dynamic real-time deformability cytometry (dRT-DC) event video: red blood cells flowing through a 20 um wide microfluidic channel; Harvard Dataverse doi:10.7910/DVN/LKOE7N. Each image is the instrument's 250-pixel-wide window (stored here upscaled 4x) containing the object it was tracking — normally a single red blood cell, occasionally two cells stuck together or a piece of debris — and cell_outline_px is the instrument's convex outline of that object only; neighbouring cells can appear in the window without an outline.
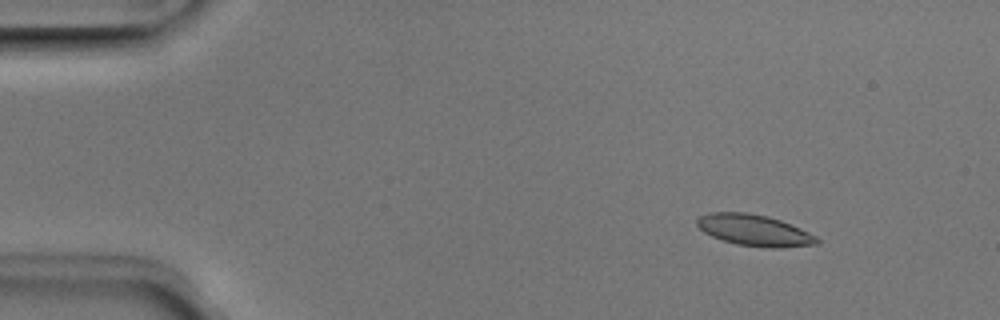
{"species": "Egyptian fruit bat (a non-hibernating species)", "species_latin": "Rousettus aegyptiacus", "temperature_condition": "room temperature", "stored_images_in_passage": 6, "camera_frame_rate_fps": 3000, "um_per_image_px": 0.085, "animal": {"sex": "male"}, "frame": {"image": 1, "passage_image": 1, "time_ms": 0.0, "image_size_px": [1000, 320], "cell_outline_px": [[820, 244], [780, 248], [768, 248], [736, 244], [712, 236], [704, 232], [696, 224], [696, 220], [700, 216], [708, 212], [748, 212], [768, 216], [780, 220], [800, 228], [816, 236], [820, 240]], "centroid_in_image_um": [64.13, 19.57], "position_along_channel_um": 20.9, "area_um2": 21.96}}
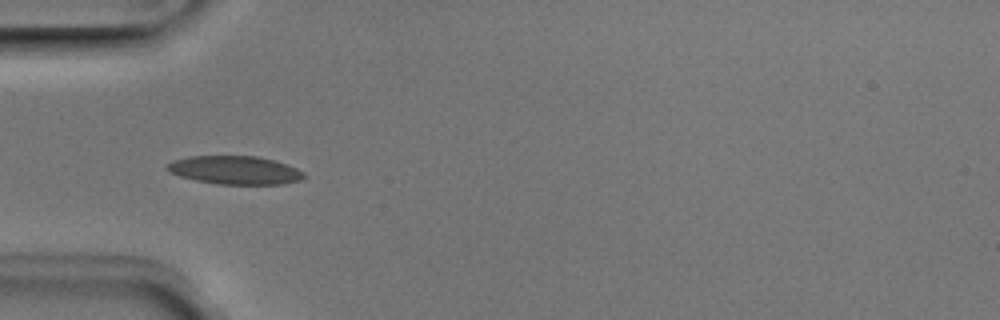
{"frame": {"image": 2, "passage_image": 4, "time_ms": 1.0, "image_size_px": [1000, 320], "cell_outline_px": [[308, 176], [300, 180], [280, 184], [216, 184], [196, 180], [180, 176], [164, 168], [172, 160], [188, 156], [256, 156], [272, 160], [296, 168], [304, 172]], "centroid_in_image_um": [19.96, 14.46], "position_along_channel_um": 65.0, "area_um2": 22.48}}
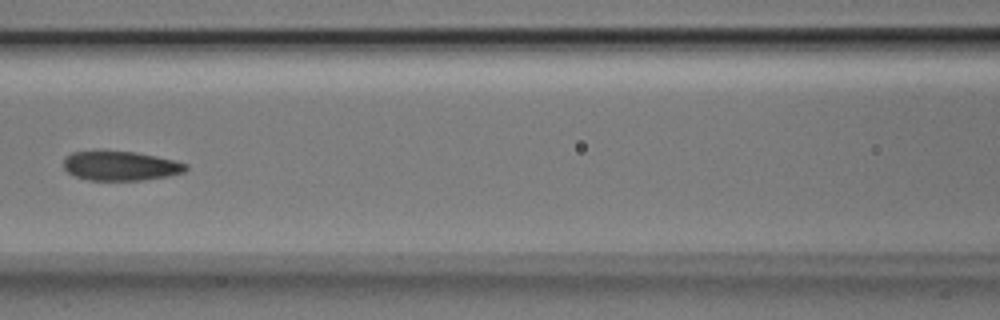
{"frame": {"image": 3, "passage_image": 6, "time_ms": 1.667, "image_size_px": [1000, 320], "cell_outline_px": [[188, 168], [184, 172], [168, 176], [144, 180], [88, 180], [76, 176], [68, 172], [64, 168], [64, 156], [72, 152], [136, 152], [156, 156], [188, 164]], "centroid_in_image_um": [10.26, 14.11], "position_along_channel_um": 156.3, "area_um2": 20.69}}